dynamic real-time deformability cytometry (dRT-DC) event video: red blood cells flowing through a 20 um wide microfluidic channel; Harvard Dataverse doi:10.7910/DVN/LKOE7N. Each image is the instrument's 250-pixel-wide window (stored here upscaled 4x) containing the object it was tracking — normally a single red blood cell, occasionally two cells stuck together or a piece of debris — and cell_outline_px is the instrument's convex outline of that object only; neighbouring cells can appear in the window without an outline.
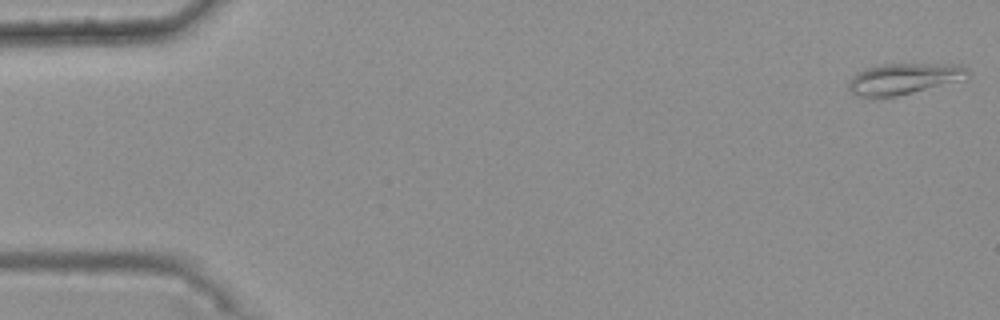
{"species": "common noctule bat (a hibernating species)", "species_latin": "Nyctalus noctula", "temperature_condition": "warm", "stored_images_in_passage": 49, "camera_frame_rate_fps": 3000, "um_per_image_px": 0.085, "animal": {"sex": "female", "body_mass_g": 25.1}, "frame": {"image": 1, "passage_image": 1, "time_ms": 0.0, "image_size_px": [1000, 320], "cell_outline_px": [[968, 76], [912, 92], [896, 96], [856, 96], [848, 88], [848, 80], [852, 76], [864, 68], [880, 64], [960, 64], [968, 68]], "centroid_in_image_um": [76.73, 6.66], "position_along_channel_um": 8.3, "area_um2": 20.98}}
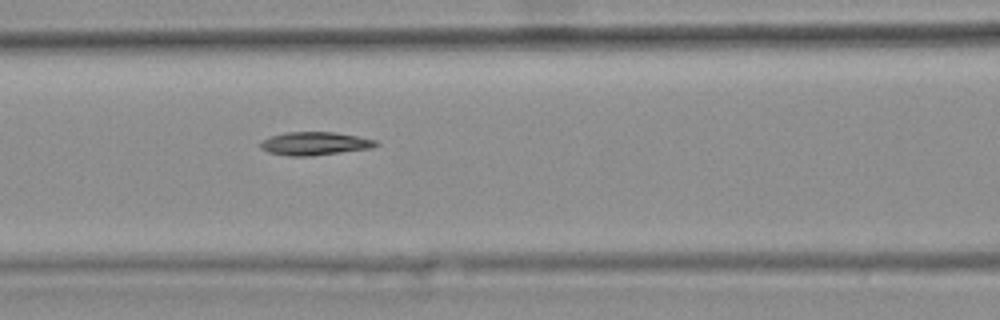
{"frame": {"image": 2, "passage_image": 23, "time_ms": 7.333, "image_size_px": [1000, 320], "cell_outline_px": [[380, 144], [372, 148], [312, 156], [288, 156], [268, 152], [260, 148], [260, 140], [284, 132], [332, 132], [356, 136], [376, 140]], "centroid_in_image_um": [26.73, 12.2], "position_along_channel_um": 139.9, "area_um2": 15.66}}
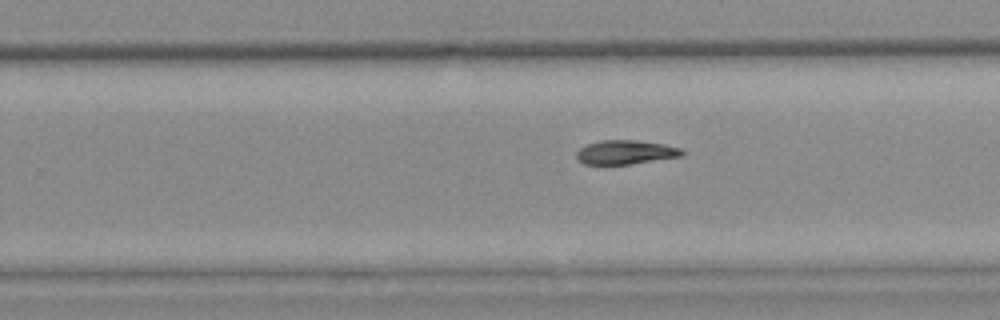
{"frame": {"image": 3, "passage_image": 34, "time_ms": 11.0, "image_size_px": [1000, 320], "cell_outline_px": [[684, 152], [680, 156], [632, 164], [584, 164], [576, 156], [576, 152], [580, 148], [588, 144], [600, 140], [636, 140], [660, 144], [680, 148]], "centroid_in_image_um": [53.13, 12.94], "position_along_channel_um": 276.7, "area_um2": 14.51}}